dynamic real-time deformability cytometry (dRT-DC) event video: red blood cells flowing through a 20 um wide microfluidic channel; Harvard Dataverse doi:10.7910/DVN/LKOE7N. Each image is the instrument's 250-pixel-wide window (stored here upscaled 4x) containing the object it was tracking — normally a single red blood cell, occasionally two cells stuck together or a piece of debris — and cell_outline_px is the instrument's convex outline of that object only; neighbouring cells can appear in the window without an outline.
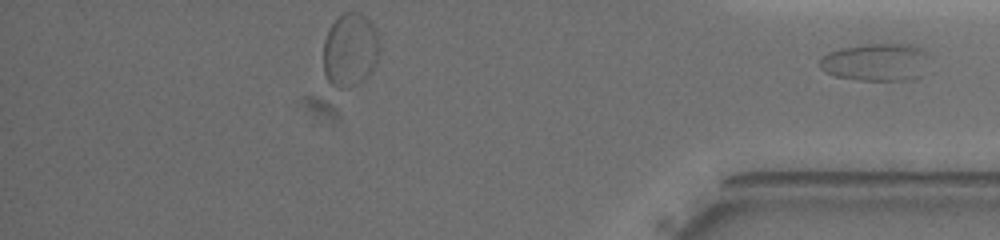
{"species": "common noctule bat (a hibernating species)", "species_latin": "Nyctalus noctula", "temperature_condition": "warm", "stored_images_in_passage": 47, "segment_of_instrument_passage": [2, 2], "camera_frame_rate_fps": 3000, "um_per_image_px": 0.085, "animal": {"sex": "female", "body_mass_g": 19.5, "forearm_length_mm": 54.1}, "frame": {"image": 1, "passage_image": 47, "time_ms": 15.333, "image_size_px": [1000, 240], "cell_outline_px": [[932, 52], [920, 76], [912, 80], [860, 80], [836, 76], [824, 72], [820, 68], [820, 60], [828, 52], [840, 48], [864, 44], [908, 44], [924, 48]], "centroid_in_image_um": [74.51, 5.27], "position_along_channel_um": 360.7, "area_um2": 24.33}}